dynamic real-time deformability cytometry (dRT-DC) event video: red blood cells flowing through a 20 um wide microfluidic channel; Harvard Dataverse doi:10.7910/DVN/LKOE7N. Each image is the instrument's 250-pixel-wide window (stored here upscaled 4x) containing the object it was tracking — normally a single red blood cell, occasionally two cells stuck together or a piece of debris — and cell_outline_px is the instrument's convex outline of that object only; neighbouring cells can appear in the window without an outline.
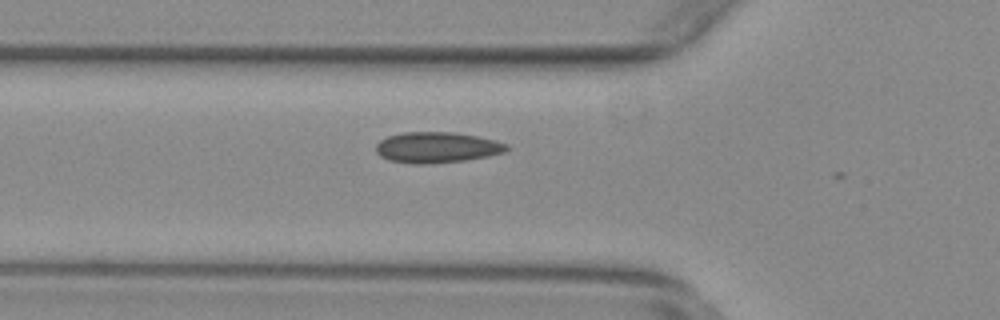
{"species": "common noctule bat (a hibernating species)", "species_latin": "Nyctalus noctula", "temperature_condition": "warm", "stored_images_in_passage": 3, "camera_frame_rate_fps": 3000, "um_per_image_px": 0.085, "animal": {"sex": "female", "body_mass_g": 29.2, "forearm_length_mm": 56.3}, "frame": {"image": 1, "passage_image": 2, "time_ms": 0.333, "image_size_px": [1000, 320], "cell_outline_px": [[508, 148], [504, 152], [488, 156], [464, 160], [424, 164], [412, 164], [388, 160], [380, 156], [376, 152], [376, 144], [380, 140], [388, 136], [404, 132], [452, 132], [476, 136], [508, 144]], "centroid_in_image_um": [37.09, 12.53], "position_along_channel_um": 88.7, "area_um2": 23.29}}